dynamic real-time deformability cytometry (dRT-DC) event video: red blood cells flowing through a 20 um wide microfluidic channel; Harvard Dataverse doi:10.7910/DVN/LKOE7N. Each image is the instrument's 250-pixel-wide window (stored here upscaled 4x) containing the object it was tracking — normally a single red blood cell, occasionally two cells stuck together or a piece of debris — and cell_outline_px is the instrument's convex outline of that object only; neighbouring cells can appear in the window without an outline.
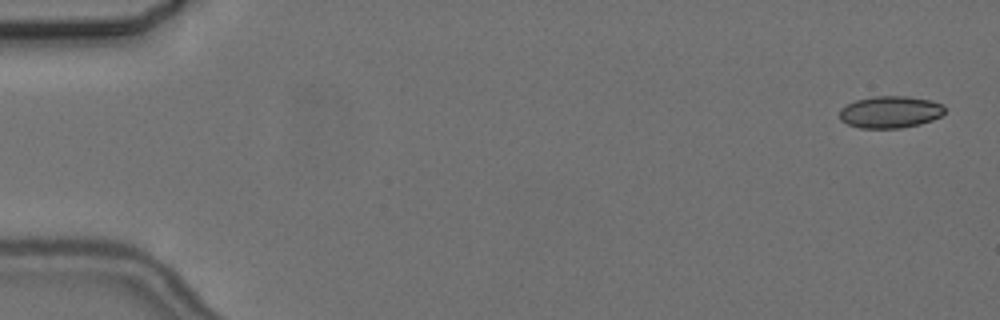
{"species": "common noctule bat (a hibernating species)", "species_latin": "Nyctalus noctula", "temperature_condition": "cold", "stored_images_in_passage": 6, "camera_frame_rate_fps": 3000, "um_per_image_px": 0.085, "animal": {"sex": "female", "body_mass_g": 24.6, "forearm_length_mm": 56.2}, "frame": {"image": 1, "passage_image": 1, "time_ms": 0.0, "image_size_px": [1000, 320], "cell_outline_px": [[944, 112], [940, 116], [932, 120], [920, 124], [900, 128], [860, 128], [848, 124], [840, 120], [840, 108], [856, 100], [872, 96], [908, 96], [932, 100], [944, 104]], "centroid_in_image_um": [75.68, 9.51], "position_along_channel_um": 9.3, "area_um2": 19.71}}
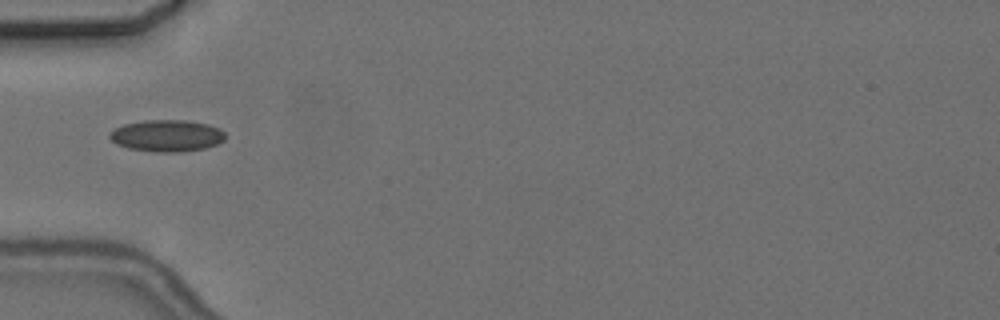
{"frame": {"image": 2, "passage_image": 5, "time_ms": 5.667, "image_size_px": [1000, 320], "cell_outline_px": [[224, 140], [216, 144], [204, 148], [180, 152], [156, 152], [128, 148], [116, 144], [108, 136], [116, 128], [124, 124], [144, 120], [184, 120], [208, 124], [220, 128], [224, 132]], "centroid_in_image_um": [14.18, 11.53], "position_along_channel_um": 70.8, "area_um2": 21.27}}
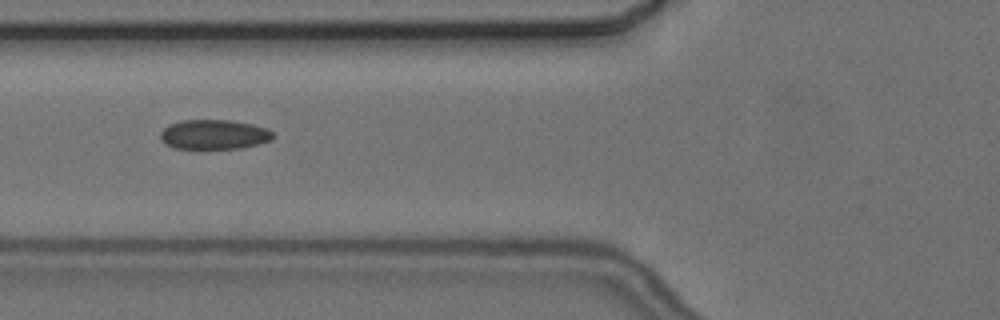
{"frame": {"image": 3, "passage_image": 6, "time_ms": 6.667, "image_size_px": [1000, 320], "cell_outline_px": [[276, 136], [272, 140], [240, 148], [176, 148], [164, 144], [160, 140], [160, 132], [168, 124], [180, 120], [228, 120], [252, 124], [268, 128]], "centroid_in_image_um": [18.18, 11.42], "position_along_channel_um": 107.6, "area_um2": 19.54}}